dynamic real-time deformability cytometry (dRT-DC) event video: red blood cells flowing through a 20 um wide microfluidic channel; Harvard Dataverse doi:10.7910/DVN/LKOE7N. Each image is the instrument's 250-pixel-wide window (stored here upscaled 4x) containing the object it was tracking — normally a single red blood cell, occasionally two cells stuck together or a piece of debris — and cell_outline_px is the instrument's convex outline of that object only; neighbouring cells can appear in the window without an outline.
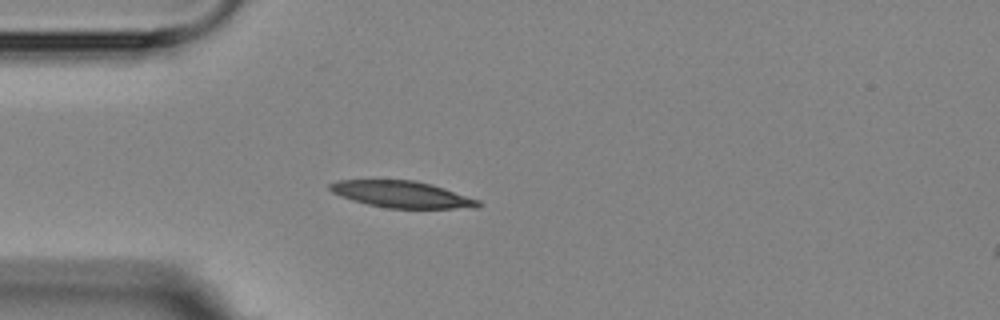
{"species": "Egyptian fruit bat (a non-hibernating species)", "species_latin": "Rousettus aegyptiacus", "temperature_condition": "room temperature", "stored_images_in_passage": 6, "camera_frame_rate_fps": 3000, "um_per_image_px": 0.085, "animal": {"sex": "female"}, "frame": {"image": 1, "passage_image": 4, "time_ms": 3.667, "image_size_px": [1000, 320], "cell_outline_px": [[484, 204], [476, 208], [388, 208], [368, 204], [352, 200], [340, 196], [332, 192], [328, 188], [328, 184], [336, 180], [416, 180], [432, 184], [480, 200]], "centroid_in_image_um": [34.17, 16.52], "position_along_channel_um": 50.8, "area_um2": 23.12}}
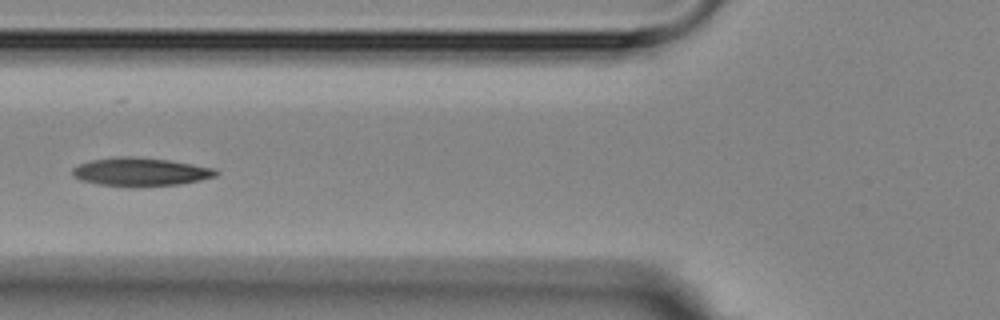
{"frame": {"image": 2, "passage_image": 6, "time_ms": 5.667, "image_size_px": [1000, 320], "cell_outline_px": [[220, 172], [216, 176], [200, 180], [180, 184], [128, 188], [96, 184], [80, 180], [72, 176], [72, 168], [80, 164], [92, 160], [120, 156], [128, 156], [168, 160], [216, 168]], "centroid_in_image_um": [11.93, 14.63], "position_along_channel_um": 113.9, "area_um2": 24.04}}